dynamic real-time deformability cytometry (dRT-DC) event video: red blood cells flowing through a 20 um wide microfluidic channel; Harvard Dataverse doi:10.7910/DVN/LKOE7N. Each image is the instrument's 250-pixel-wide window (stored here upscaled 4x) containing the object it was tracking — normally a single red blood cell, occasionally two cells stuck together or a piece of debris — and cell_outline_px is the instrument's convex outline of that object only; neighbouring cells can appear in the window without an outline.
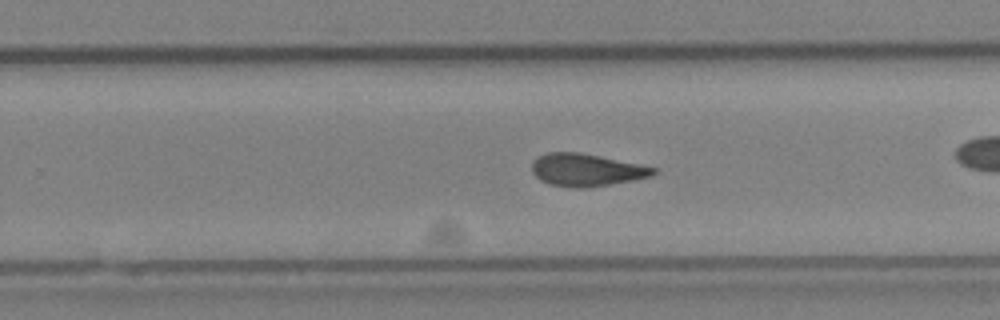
{"species": "Egyptian fruit bat (a non-hibernating species)", "species_latin": "Rousettus aegyptiacus", "temperature_condition": "cold", "stored_images_in_passage": 38, "camera_frame_rate_fps": 3000, "um_per_image_px": 0.085, "animal": {"sex": "female"}, "frame": {"image": 1, "passage_image": 27, "time_ms": 8.667, "image_size_px": [1000, 320], "cell_outline_px": [[656, 172], [652, 176], [632, 180], [588, 188], [576, 188], [552, 184], [540, 180], [532, 172], [532, 164], [540, 156], [548, 152], [580, 152], [640, 164], [656, 168]], "centroid_in_image_um": [49.86, 14.44], "position_along_channel_um": 279.9, "area_um2": 22.77}, "authors_computed_cell_mechanics": {"area_um2": 23.3223, "velocity_mm_per_s": 3.9777, "shape_relaxation_time_tau1_ms": null, "shape_relaxation_time_tau2_ms": 2.633, "deformation_change_tau1": null, "deformation_change_tau2": 0.0959}}